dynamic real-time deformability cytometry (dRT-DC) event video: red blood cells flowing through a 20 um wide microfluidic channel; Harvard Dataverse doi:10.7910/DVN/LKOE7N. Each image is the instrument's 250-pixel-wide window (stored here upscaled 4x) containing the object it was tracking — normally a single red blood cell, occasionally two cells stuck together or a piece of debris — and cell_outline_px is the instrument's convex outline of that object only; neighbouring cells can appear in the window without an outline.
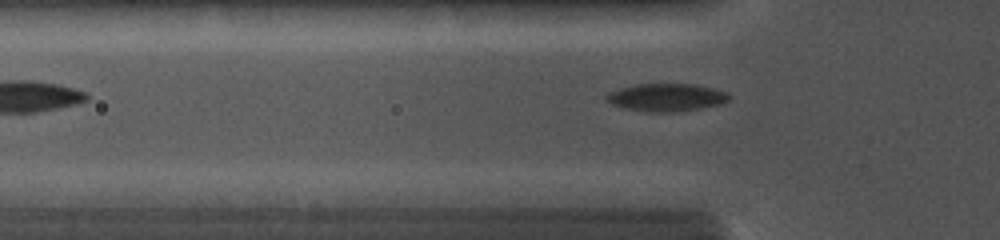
{"species": "common noctule bat (a hibernating species)", "species_latin": "Nyctalus noctula", "temperature_condition": "cold", "stored_images_in_passage": 43, "camera_frame_rate_fps": 5000, "um_per_image_px": 0.085, "animal": {"sex": "female", "body_mass_g": 19.0, "forearm_length_mm": 56.7}, "frame": {"image": 1, "passage_image": 12, "time_ms": 3.6, "image_size_px": [1000, 240], "cell_outline_px": [[732, 96], [728, 100], [720, 104], [700, 108], [676, 112], [648, 112], [624, 108], [612, 104], [604, 100], [604, 96], [608, 92], [620, 88], [636, 84], [696, 84], [728, 92]], "centroid_in_image_um": [56.62, 8.28], "position_along_channel_um": 69.2, "area_um2": 20.0}}
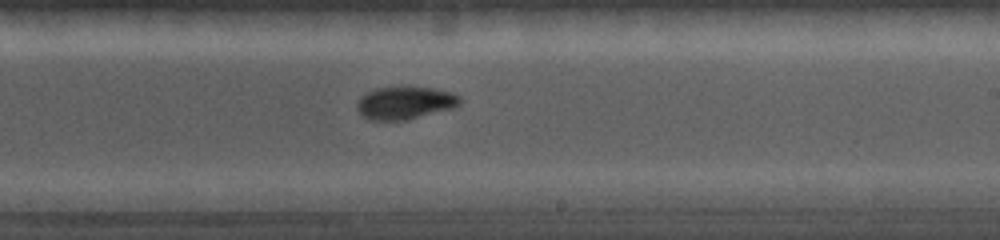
{"frame": {"image": 2, "passage_image": 26, "time_ms": 7.8, "image_size_px": [1000, 240], "cell_outline_px": [[460, 104], [452, 108], [408, 120], [372, 120], [364, 116], [356, 108], [356, 104], [368, 92], [376, 88], [408, 84], [432, 88], [452, 92], [460, 96]], "centroid_in_image_um": [34.46, 8.7], "position_along_channel_um": 254.5, "area_um2": 19.94}}
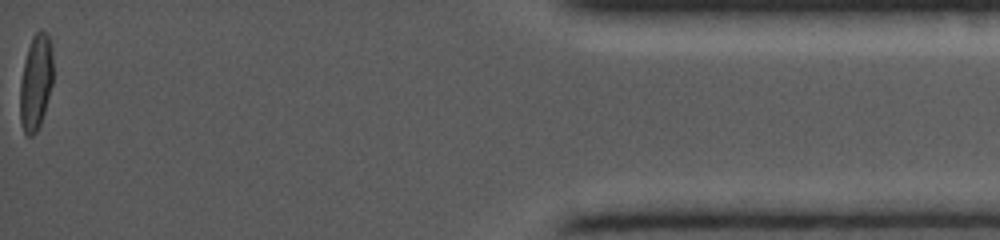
{"frame": {"image": 3, "passage_image": 43, "time_ms": 13.4, "image_size_px": [1000, 240], "cell_outline_px": [[52, 84], [44, 112], [40, 124], [36, 132], [32, 136], [24, 136], [20, 120], [20, 80], [24, 60], [32, 36], [40, 28], [48, 32], [52, 48]], "centroid_in_image_um": [3.03, 6.97], "position_along_channel_um": 432.2, "area_um2": 18.67}}